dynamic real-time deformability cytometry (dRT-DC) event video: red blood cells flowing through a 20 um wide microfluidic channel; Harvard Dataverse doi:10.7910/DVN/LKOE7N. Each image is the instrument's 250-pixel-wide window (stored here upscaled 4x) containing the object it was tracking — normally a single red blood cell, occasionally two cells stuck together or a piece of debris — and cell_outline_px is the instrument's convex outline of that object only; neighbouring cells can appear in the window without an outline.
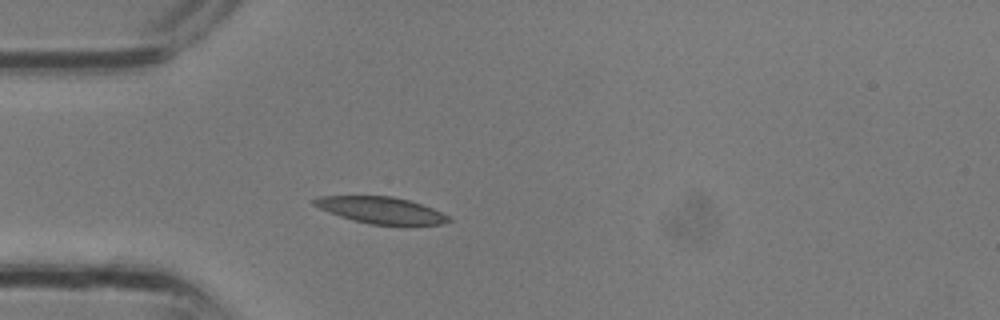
{"species": "common noctule bat (a hibernating species)", "species_latin": "Nyctalus noctula", "temperature_condition": "room temperature", "stored_images_in_passage": 3, "camera_frame_rate_fps": 3000, "um_per_image_px": 0.085, "animal": {"sex": "male", "body_mass_g": 13.3}, "frame": {"image": 1, "passage_image": 3, "time_ms": 0.667, "image_size_px": [1000, 320], "cell_outline_px": [[452, 220], [440, 224], [368, 224], [340, 216], [328, 212], [312, 204], [312, 200], [320, 196], [392, 196], [408, 200], [432, 208], [448, 216]], "centroid_in_image_um": [32.34, 17.85], "position_along_channel_um": 52.7, "area_um2": 20.4}}